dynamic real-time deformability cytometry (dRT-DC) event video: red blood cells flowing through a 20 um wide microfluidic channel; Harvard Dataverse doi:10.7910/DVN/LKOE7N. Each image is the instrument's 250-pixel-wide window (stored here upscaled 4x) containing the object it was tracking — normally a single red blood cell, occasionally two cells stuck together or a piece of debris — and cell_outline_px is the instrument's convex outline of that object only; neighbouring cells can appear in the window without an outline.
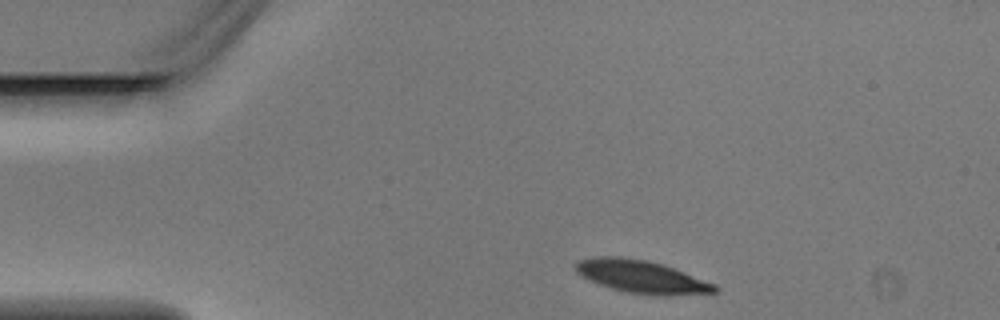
{"species": "Egyptian fruit bat (a non-hibernating species)", "species_latin": "Rousettus aegyptiacus", "temperature_condition": "warm", "stored_images_in_passage": 2, "camera_frame_rate_fps": 3000, "um_per_image_px": 0.085, "animal": {"sex": "male"}, "frame": {"image": 1, "passage_image": 1, "time_ms": 0.0, "image_size_px": [1000, 320], "cell_outline_px": [[720, 288], [716, 292], [668, 296], [656, 296], [628, 292], [612, 288], [588, 280], [576, 272], [572, 268], [572, 264], [580, 260], [596, 256], [620, 256], [648, 260], [684, 272], [716, 284]], "centroid_in_image_um": [54.5, 23.52], "position_along_channel_um": 30.5, "area_um2": 26.7}}